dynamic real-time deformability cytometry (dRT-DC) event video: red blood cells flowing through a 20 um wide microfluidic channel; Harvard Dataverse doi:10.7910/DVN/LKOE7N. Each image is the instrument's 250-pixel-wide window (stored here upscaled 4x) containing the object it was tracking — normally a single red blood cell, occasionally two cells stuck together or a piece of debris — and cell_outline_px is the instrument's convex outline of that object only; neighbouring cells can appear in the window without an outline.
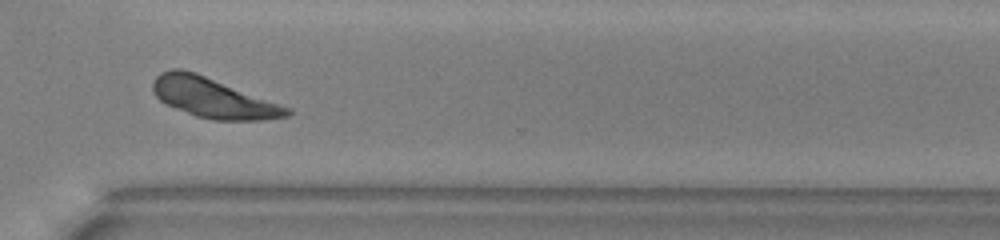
{"species": "common noctule bat (a hibernating species)", "species_latin": "Nyctalus noctula", "temperature_condition": "warm", "stored_images_in_passage": 41, "camera_frame_rate_fps": 3000, "um_per_image_px": 0.085, "animal": {"sex": "male", "body_mass_g": 13.0, "forearm_length_mm": 53.1}, "frame": {"image": 1, "passage_image": 30, "time_ms": 9.667, "image_size_px": [1000, 240], "cell_outline_px": [[292, 112], [288, 116], [260, 120], [212, 120], [196, 116], [164, 104], [156, 96], [152, 88], [152, 84], [156, 76], [160, 72], [172, 68], [180, 68], [196, 72], [292, 108]], "centroid_in_image_um": [18.11, 8.31], "position_along_channel_um": 352.5, "area_um2": 31.33}}